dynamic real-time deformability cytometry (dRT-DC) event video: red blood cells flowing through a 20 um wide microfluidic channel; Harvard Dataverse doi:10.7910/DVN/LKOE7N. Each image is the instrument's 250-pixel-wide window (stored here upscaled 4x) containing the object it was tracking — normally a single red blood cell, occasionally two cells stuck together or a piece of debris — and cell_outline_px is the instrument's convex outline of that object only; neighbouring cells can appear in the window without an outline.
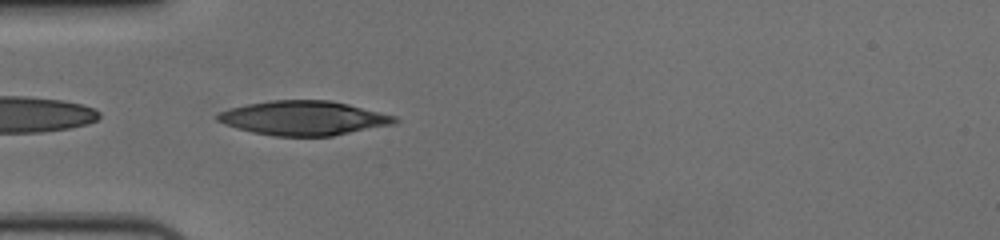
{"species": "human", "species_latin": "Homo sapiens", "temperature_condition": "cold", "stored_images_in_passage": 40, "camera_frame_rate_fps": 3000, "um_per_image_px": 0.085, "donor": {"sex": "female"}, "frame": {"image": 1, "passage_image": 1, "time_ms": 0.0, "image_size_px": [1000, 240], "cell_outline_px": [[400, 120], [396, 124], [332, 136], [272, 136], [252, 132], [236, 128], [216, 120], [216, 112], [228, 108], [248, 104], [272, 100], [328, 100], [348, 104], [396, 116]], "centroid_in_image_um": [25.8, 10.04], "position_along_channel_um": 59.2, "area_um2": 35.6}}
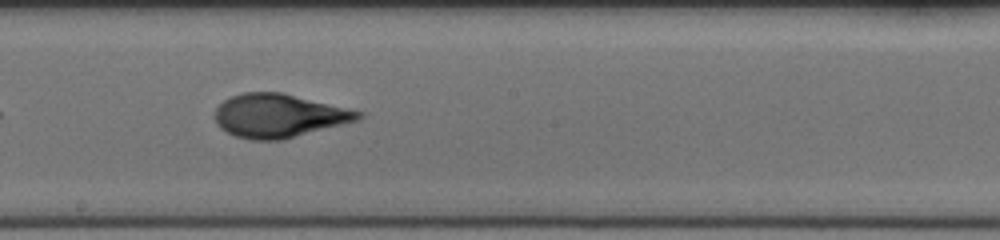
{"frame": {"image": 2, "passage_image": 15, "time_ms": 4.667, "image_size_px": [1000, 240], "cell_outline_px": [[364, 116], [360, 120], [284, 140], [252, 140], [236, 136], [220, 128], [216, 124], [216, 108], [224, 100], [232, 96], [244, 92], [280, 92], [364, 112]], "centroid_in_image_um": [23.73, 9.85], "position_along_channel_um": 224.5, "area_um2": 36.36}}
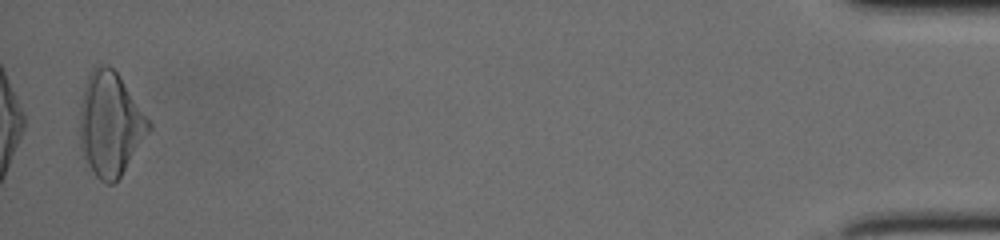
{"frame": {"image": 3, "passage_image": 39, "time_ms": 12.667, "image_size_px": [1000, 240], "cell_outline_px": [[152, 128], [120, 176], [112, 184], [108, 184], [100, 180], [96, 176], [84, 160], [80, 148], [80, 104], [84, 88], [88, 76], [92, 68], [96, 64], [108, 64], [120, 76], [152, 124]], "centroid_in_image_um": [9.36, 10.53], "position_along_channel_um": 425.8, "area_um2": 41.67}, "authors_computed_cell_mechanics": {"area_um2": 36.0672, "velocity_mm_per_s": 3.6291, "shape_relaxation_time_tau1_ms": 5.0393, "shape_relaxation_time_tau2_ms": 1.2527, "deformation_change_tau1": 0.2092, "deformation_change_tau2": 0.0704}}